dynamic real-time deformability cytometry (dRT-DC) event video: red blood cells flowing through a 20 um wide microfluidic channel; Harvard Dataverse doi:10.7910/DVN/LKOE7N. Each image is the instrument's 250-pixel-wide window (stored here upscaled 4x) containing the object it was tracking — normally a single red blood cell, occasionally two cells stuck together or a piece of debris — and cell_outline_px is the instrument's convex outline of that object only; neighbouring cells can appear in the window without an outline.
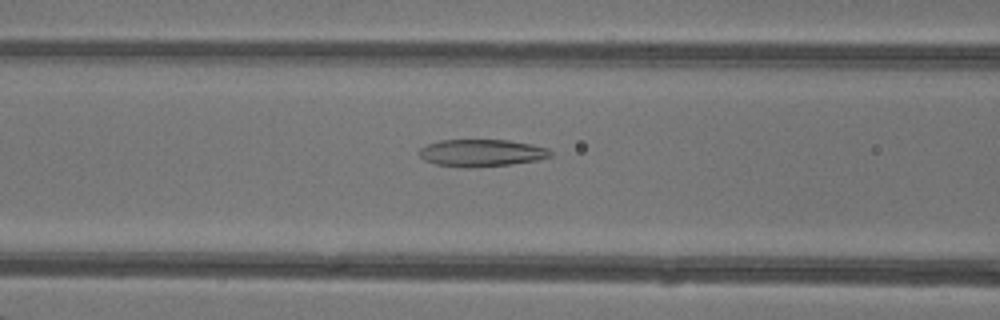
{"species": "common noctule bat (a hibernating species)", "species_latin": "Nyctalus noctula", "temperature_condition": "warm", "stored_images_in_passage": 39, "camera_frame_rate_fps": 3000, "um_per_image_px": 0.085, "animal": {"sex": "female"}, "frame": {"image": 1, "passage_image": 12, "time_ms": 3.667, "image_size_px": [1000, 320], "cell_outline_px": [[552, 156], [536, 160], [512, 164], [472, 168], [464, 168], [436, 164], [424, 160], [416, 152], [420, 148], [428, 144], [440, 140], [508, 140], [532, 144], [548, 148], [552, 152]], "centroid_in_image_um": [40.91, 13.0], "position_along_channel_um": 125.7, "area_um2": 20.98}}
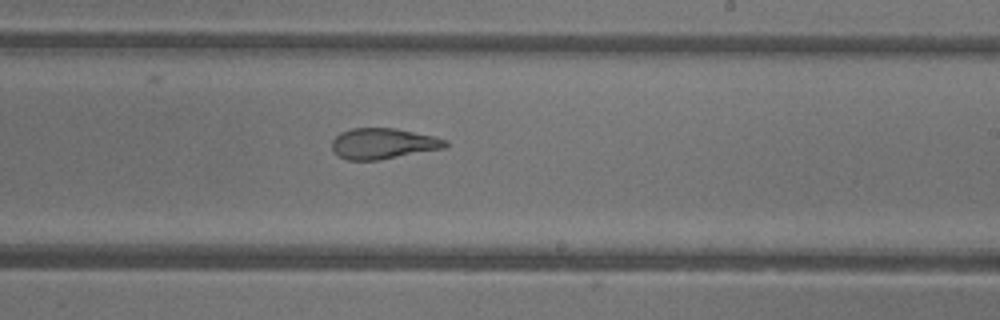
{"frame": {"image": 2, "passage_image": 21, "time_ms": 6.667, "image_size_px": [1000, 320], "cell_outline_px": [[448, 144], [444, 148], [380, 160], [348, 160], [340, 156], [332, 148], [332, 140], [340, 132], [352, 128], [396, 128], [432, 136], [448, 140]], "centroid_in_image_um": [32.57, 12.2], "position_along_channel_um": 256.4, "area_um2": 20.23}}
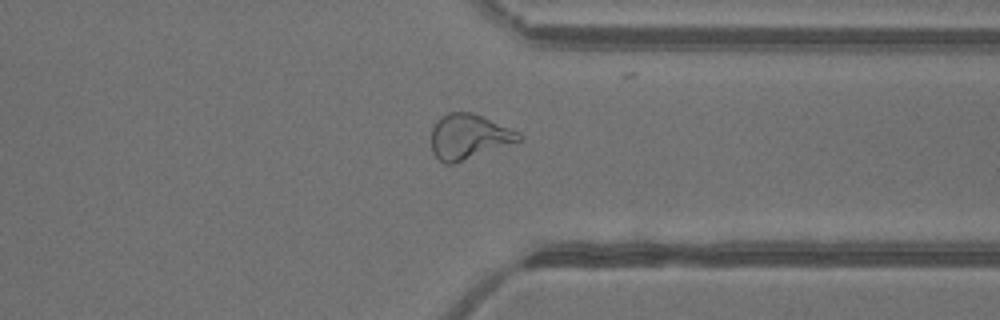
{"frame": {"image": 3, "passage_image": 29, "time_ms": 9.333, "image_size_px": [1000, 320], "cell_outline_px": [[524, 136], [520, 140], [452, 164], [444, 164], [432, 152], [432, 128], [436, 120], [440, 116], [448, 112], [472, 112], [520, 132]], "centroid_in_image_um": [39.82, 11.59], "position_along_channel_um": 371.6, "area_um2": 22.66}, "authors_computed_cell_mechanics": {"area_um2": 22.4842, "velocity_mm_per_s": 4.3656, "shape_relaxation_time_tau1_ms": 7.1131, "shape_relaxation_time_tau2_ms": 1.7821, "deformation_change_tau1": 0.2552, "deformation_change_tau2": 0.1132}}